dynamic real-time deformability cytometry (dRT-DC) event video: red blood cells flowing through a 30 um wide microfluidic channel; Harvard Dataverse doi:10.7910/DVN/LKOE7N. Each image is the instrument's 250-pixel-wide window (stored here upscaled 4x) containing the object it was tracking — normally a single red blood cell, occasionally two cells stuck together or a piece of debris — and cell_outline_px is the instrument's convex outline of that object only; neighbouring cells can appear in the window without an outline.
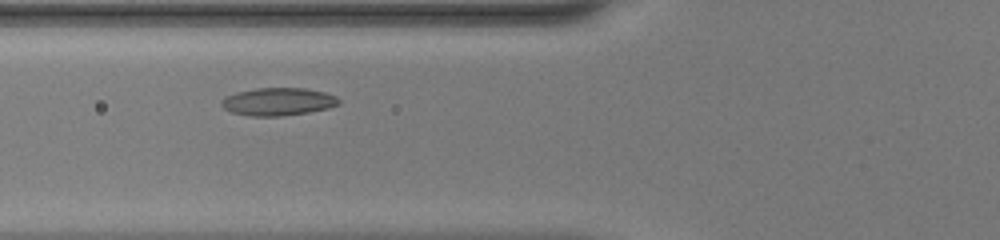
{"species": "common noctule bat (a hibernating species)", "species_latin": "Nyctalus noctula", "temperature_condition": "warm", "stored_images_in_passage": 39, "camera_frame_rate_fps": 3000, "um_per_image_px": 0.085, "animal": {"sex": "female", "body_mass_g": 20.0, "forearm_length_mm": 54.0}, "frame": {"image": 1, "passage_image": 8, "time_ms": 2.333, "image_size_px": [1000, 240], "cell_outline_px": [[340, 104], [328, 108], [308, 112], [280, 116], [248, 116], [232, 112], [224, 108], [220, 104], [220, 100], [224, 96], [236, 92], [256, 88], [304, 88], [324, 92], [336, 96], [340, 100]], "centroid_in_image_um": [23.6, 8.64], "position_along_channel_um": 102.2, "area_um2": 19.07}}
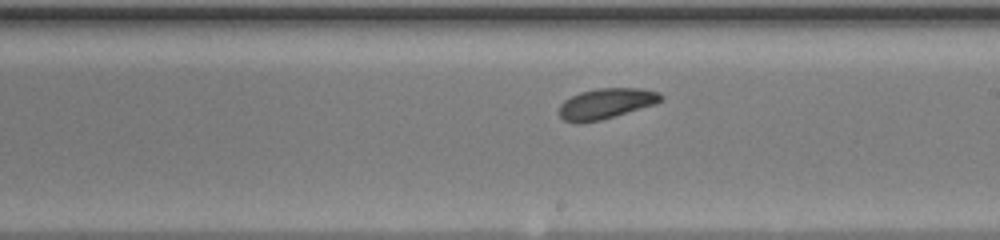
{"frame": {"image": 2, "passage_image": 18, "time_ms": 5.667, "image_size_px": [1000, 240], "cell_outline_px": [[664, 100], [656, 104], [600, 120], [576, 124], [564, 120], [560, 116], [560, 104], [564, 100], [580, 92], [596, 88], [644, 88], [660, 92], [664, 96]], "centroid_in_image_um": [51.56, 8.79], "position_along_channel_um": 237.4, "area_um2": 18.26}}
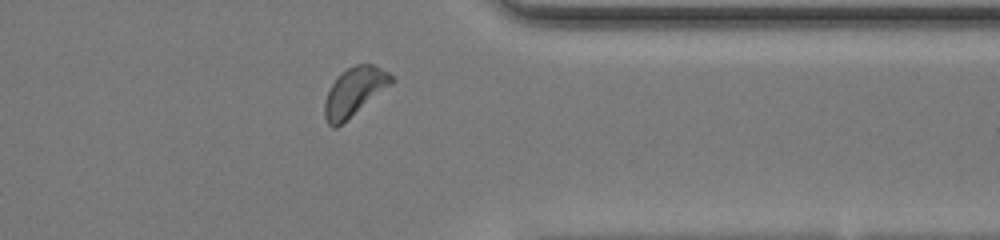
{"frame": {"image": 3, "passage_image": 29, "time_ms": 9.333, "image_size_px": [1000, 240], "cell_outline_px": [[396, 80], [392, 84], [336, 128], [332, 128], [328, 124], [324, 116], [324, 104], [328, 92], [332, 84], [340, 72], [356, 64], [372, 64], [396, 76]], "centroid_in_image_um": [30.14, 7.78], "position_along_channel_um": 381.3, "area_um2": 18.79}, "authors_computed_cell_mechanics": {"area_um2": 18.2648, "velocity_mm_per_s": 4.0748, "shape_relaxation_time_tau1_ms": 4.0365, "shape_relaxation_time_tau2_ms": 4.5353, "deformation_change_tau1": 0.0905, "deformation_change_tau2": 0.1153}}